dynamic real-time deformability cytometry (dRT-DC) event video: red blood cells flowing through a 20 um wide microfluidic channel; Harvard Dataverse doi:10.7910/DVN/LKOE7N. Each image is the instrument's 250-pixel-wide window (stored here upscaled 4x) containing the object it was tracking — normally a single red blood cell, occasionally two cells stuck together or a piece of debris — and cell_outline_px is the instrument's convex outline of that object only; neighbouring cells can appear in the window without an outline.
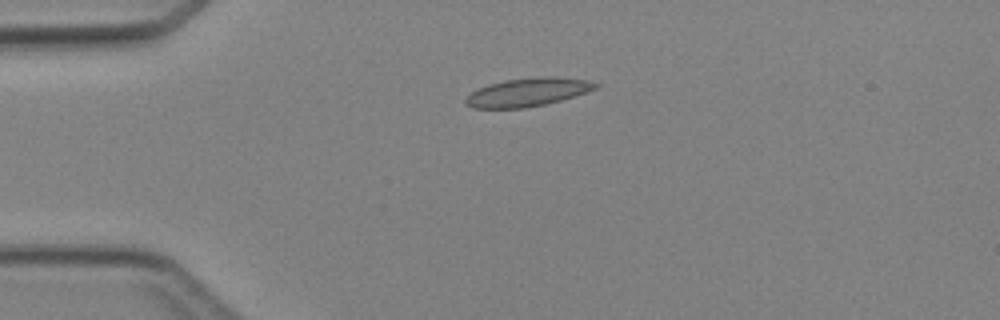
{"species": "Egyptian fruit bat (a non-hibernating species)", "species_latin": "Rousettus aegyptiacus", "temperature_condition": "cold", "stored_images_in_passage": 4, "camera_frame_rate_fps": 3000, "um_per_image_px": 0.085, "animal": {"sex": "female"}, "frame": {"image": 1, "passage_image": 2, "time_ms": 1.0, "image_size_px": [1000, 320], "cell_outline_px": [[600, 88], [560, 100], [544, 104], [524, 108], [472, 108], [464, 104], [464, 100], [476, 88], [488, 84], [504, 80], [536, 76], [556, 76], [588, 80], [600, 84]], "centroid_in_image_um": [44.86, 7.82], "position_along_channel_um": 40.1, "area_um2": 21.73}}
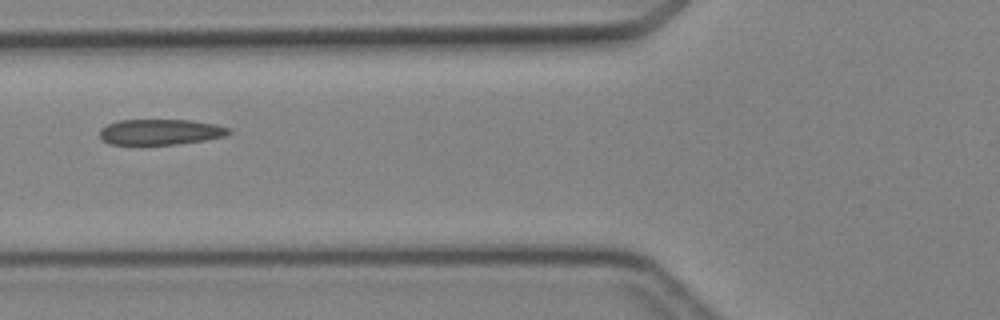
{"frame": {"image": 2, "passage_image": 4, "time_ms": 3.333, "image_size_px": [1000, 320], "cell_outline_px": [[232, 132], [224, 136], [204, 140], [176, 144], [108, 144], [100, 140], [100, 128], [108, 124], [120, 120], [192, 120], [216, 124], [228, 128]], "centroid_in_image_um": [13.6, 11.21], "position_along_channel_um": 112.2, "area_um2": 19.25}}